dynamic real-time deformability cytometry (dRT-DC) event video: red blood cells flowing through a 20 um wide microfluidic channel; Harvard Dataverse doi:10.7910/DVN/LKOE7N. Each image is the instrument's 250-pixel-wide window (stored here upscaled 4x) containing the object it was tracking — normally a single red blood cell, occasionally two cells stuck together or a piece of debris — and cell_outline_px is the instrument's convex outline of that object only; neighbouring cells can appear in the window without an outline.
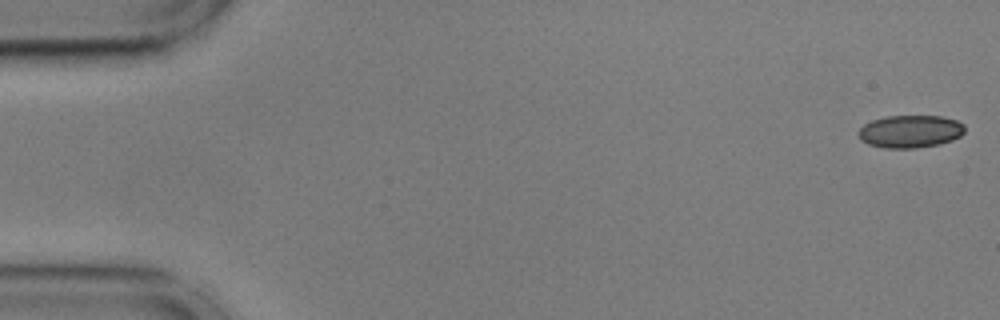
{"species": "common noctule bat (a hibernating species)", "species_latin": "Nyctalus noctula", "temperature_condition": "cold", "stored_images_in_passage": 55, "camera_frame_rate_fps": 3000, "um_per_image_px": 0.085, "animal": {"sex": "male", "body_mass_g": 17.9, "forearm_length_mm": 54.2}, "frame": {"image": 1, "passage_image": 1, "time_ms": 0.0, "image_size_px": [1000, 320], "cell_outline_px": [[964, 132], [960, 136], [952, 140], [940, 144], [916, 148], [884, 148], [868, 144], [860, 140], [856, 132], [864, 124], [872, 120], [888, 116], [940, 116], [956, 120], [964, 124]], "centroid_in_image_um": [77.34, 11.18], "position_along_channel_um": 7.7, "area_um2": 20.35}}
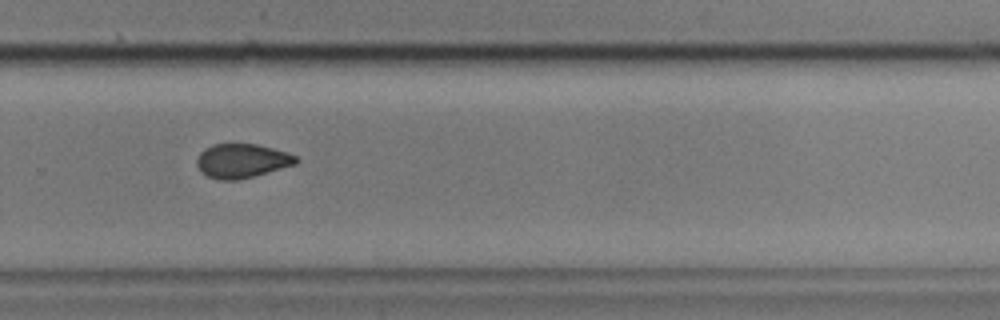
{"frame": {"image": 2, "passage_image": 37, "time_ms": 12.0, "image_size_px": [1000, 320], "cell_outline_px": [[300, 160], [296, 164], [252, 176], [236, 180], [220, 180], [208, 176], [200, 172], [196, 164], [196, 160], [200, 152], [204, 148], [212, 144], [256, 144], [288, 152], [296, 156]], "centroid_in_image_um": [20.54, 13.66], "position_along_channel_um": 309.3, "area_um2": 19.71}}
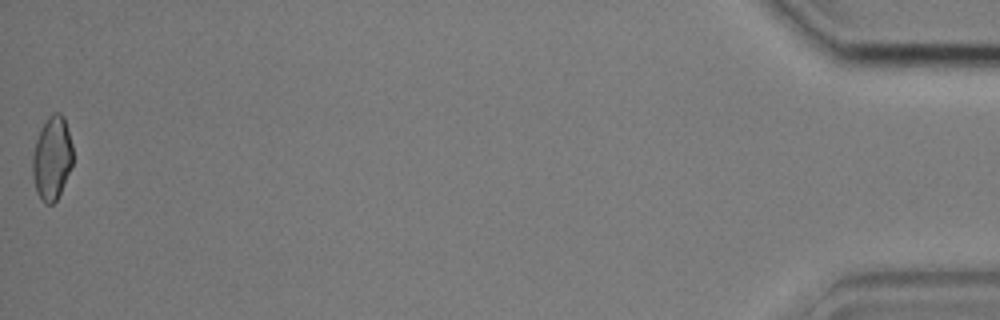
{"frame": {"image": 3, "passage_image": 55, "time_ms": 18.0, "image_size_px": [1000, 320], "cell_outline_px": [[72, 164], [60, 192], [56, 200], [52, 204], [44, 204], [40, 200], [36, 192], [32, 176], [32, 156], [36, 140], [40, 128], [48, 116], [52, 112], [60, 112], [64, 116], [68, 128], [72, 144]], "centroid_in_image_um": [4.4, 13.42], "position_along_channel_um": 430.8, "area_um2": 19.83}, "authors_computed_cell_mechanics": {"area_um2": 20.4034, "velocity_mm_per_s": 3.6181, "shape_relaxation_time_tau1_ms": 6.8321, "shape_relaxation_time_tau2_ms": 5.3668, "deformation_change_tau1": 0.0874, "deformation_change_tau2": 0.0939}}